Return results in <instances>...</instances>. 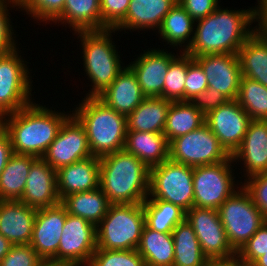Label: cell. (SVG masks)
Wrapping results in <instances>:
<instances>
[{"label": "cell", "mask_w": 267, "mask_h": 266, "mask_svg": "<svg viewBox=\"0 0 267 266\" xmlns=\"http://www.w3.org/2000/svg\"><path fill=\"white\" fill-rule=\"evenodd\" d=\"M259 18L256 6L247 10H228L218 6L205 18L195 21L197 28H194L193 42L186 53L193 58L206 54H237L257 30V25L252 29L250 26Z\"/></svg>", "instance_id": "6da1fadb"}, {"label": "cell", "mask_w": 267, "mask_h": 266, "mask_svg": "<svg viewBox=\"0 0 267 266\" xmlns=\"http://www.w3.org/2000/svg\"><path fill=\"white\" fill-rule=\"evenodd\" d=\"M72 113L57 112L32 102L3 116L0 124L7 131L15 154L42 158Z\"/></svg>", "instance_id": "7a4b0ae2"}, {"label": "cell", "mask_w": 267, "mask_h": 266, "mask_svg": "<svg viewBox=\"0 0 267 266\" xmlns=\"http://www.w3.org/2000/svg\"><path fill=\"white\" fill-rule=\"evenodd\" d=\"M99 160V187L111 204H138L147 199L150 169L136 156L121 150Z\"/></svg>", "instance_id": "3957f363"}, {"label": "cell", "mask_w": 267, "mask_h": 266, "mask_svg": "<svg viewBox=\"0 0 267 266\" xmlns=\"http://www.w3.org/2000/svg\"><path fill=\"white\" fill-rule=\"evenodd\" d=\"M74 110L72 114L86 131L92 156L101 158L124 150L126 116L106 106L97 97H84Z\"/></svg>", "instance_id": "277c9868"}, {"label": "cell", "mask_w": 267, "mask_h": 266, "mask_svg": "<svg viewBox=\"0 0 267 266\" xmlns=\"http://www.w3.org/2000/svg\"><path fill=\"white\" fill-rule=\"evenodd\" d=\"M115 31L103 29L75 32L81 40L83 67L92 83V88L86 95L88 97H97L125 68L121 66L120 55L111 39V33Z\"/></svg>", "instance_id": "5b68a950"}, {"label": "cell", "mask_w": 267, "mask_h": 266, "mask_svg": "<svg viewBox=\"0 0 267 266\" xmlns=\"http://www.w3.org/2000/svg\"><path fill=\"white\" fill-rule=\"evenodd\" d=\"M144 225L142 203L111 204L97 225V249L136 250Z\"/></svg>", "instance_id": "8992f818"}, {"label": "cell", "mask_w": 267, "mask_h": 266, "mask_svg": "<svg viewBox=\"0 0 267 266\" xmlns=\"http://www.w3.org/2000/svg\"><path fill=\"white\" fill-rule=\"evenodd\" d=\"M217 209L227 240L237 253L267 221L242 184Z\"/></svg>", "instance_id": "52a82bcc"}, {"label": "cell", "mask_w": 267, "mask_h": 266, "mask_svg": "<svg viewBox=\"0 0 267 266\" xmlns=\"http://www.w3.org/2000/svg\"><path fill=\"white\" fill-rule=\"evenodd\" d=\"M147 199L163 200L190 210L194 206L193 167L168 158L150 168Z\"/></svg>", "instance_id": "ba28073f"}, {"label": "cell", "mask_w": 267, "mask_h": 266, "mask_svg": "<svg viewBox=\"0 0 267 266\" xmlns=\"http://www.w3.org/2000/svg\"><path fill=\"white\" fill-rule=\"evenodd\" d=\"M18 51L15 48L0 56V119L33 102V81L29 78L28 62L24 61Z\"/></svg>", "instance_id": "9c48e42d"}, {"label": "cell", "mask_w": 267, "mask_h": 266, "mask_svg": "<svg viewBox=\"0 0 267 266\" xmlns=\"http://www.w3.org/2000/svg\"><path fill=\"white\" fill-rule=\"evenodd\" d=\"M230 156L216 164L193 167L194 207L217 210L238 188Z\"/></svg>", "instance_id": "30bf717a"}, {"label": "cell", "mask_w": 267, "mask_h": 266, "mask_svg": "<svg viewBox=\"0 0 267 266\" xmlns=\"http://www.w3.org/2000/svg\"><path fill=\"white\" fill-rule=\"evenodd\" d=\"M229 157L206 124L169 142L168 158L190 167L216 164Z\"/></svg>", "instance_id": "8fae6325"}, {"label": "cell", "mask_w": 267, "mask_h": 266, "mask_svg": "<svg viewBox=\"0 0 267 266\" xmlns=\"http://www.w3.org/2000/svg\"><path fill=\"white\" fill-rule=\"evenodd\" d=\"M58 247V266H87L97 249V226L67 214Z\"/></svg>", "instance_id": "7c38bea8"}, {"label": "cell", "mask_w": 267, "mask_h": 266, "mask_svg": "<svg viewBox=\"0 0 267 266\" xmlns=\"http://www.w3.org/2000/svg\"><path fill=\"white\" fill-rule=\"evenodd\" d=\"M186 222L193 228L204 255L209 260L236 257L230 246L218 210L192 207L186 211Z\"/></svg>", "instance_id": "4fadbf2b"}, {"label": "cell", "mask_w": 267, "mask_h": 266, "mask_svg": "<svg viewBox=\"0 0 267 266\" xmlns=\"http://www.w3.org/2000/svg\"><path fill=\"white\" fill-rule=\"evenodd\" d=\"M91 156L86 131L79 120L71 114L42 158L57 171Z\"/></svg>", "instance_id": "5bb4252c"}, {"label": "cell", "mask_w": 267, "mask_h": 266, "mask_svg": "<svg viewBox=\"0 0 267 266\" xmlns=\"http://www.w3.org/2000/svg\"><path fill=\"white\" fill-rule=\"evenodd\" d=\"M251 121L237 100H229L205 115V124L230 156L240 147Z\"/></svg>", "instance_id": "9a60e30c"}, {"label": "cell", "mask_w": 267, "mask_h": 266, "mask_svg": "<svg viewBox=\"0 0 267 266\" xmlns=\"http://www.w3.org/2000/svg\"><path fill=\"white\" fill-rule=\"evenodd\" d=\"M67 210L60 202L37 210L30 246L43 261L58 265V247L66 221Z\"/></svg>", "instance_id": "2e32d148"}, {"label": "cell", "mask_w": 267, "mask_h": 266, "mask_svg": "<svg viewBox=\"0 0 267 266\" xmlns=\"http://www.w3.org/2000/svg\"><path fill=\"white\" fill-rule=\"evenodd\" d=\"M207 77L208 87L218 90L229 100H236L242 77L237 54H206L194 57Z\"/></svg>", "instance_id": "e0dca14e"}, {"label": "cell", "mask_w": 267, "mask_h": 266, "mask_svg": "<svg viewBox=\"0 0 267 266\" xmlns=\"http://www.w3.org/2000/svg\"><path fill=\"white\" fill-rule=\"evenodd\" d=\"M178 54L164 49L144 51L135 61L127 65L136 75L142 94L145 97H162L163 85L170 62Z\"/></svg>", "instance_id": "ac0fdd59"}, {"label": "cell", "mask_w": 267, "mask_h": 266, "mask_svg": "<svg viewBox=\"0 0 267 266\" xmlns=\"http://www.w3.org/2000/svg\"><path fill=\"white\" fill-rule=\"evenodd\" d=\"M19 201L36 210L61 202L57 189L56 171L43 158H38L31 165L25 190Z\"/></svg>", "instance_id": "d6986e66"}, {"label": "cell", "mask_w": 267, "mask_h": 266, "mask_svg": "<svg viewBox=\"0 0 267 266\" xmlns=\"http://www.w3.org/2000/svg\"><path fill=\"white\" fill-rule=\"evenodd\" d=\"M232 159L233 162H244V177L267 172V121L250 122L240 147L232 154Z\"/></svg>", "instance_id": "ffe728a7"}, {"label": "cell", "mask_w": 267, "mask_h": 266, "mask_svg": "<svg viewBox=\"0 0 267 266\" xmlns=\"http://www.w3.org/2000/svg\"><path fill=\"white\" fill-rule=\"evenodd\" d=\"M36 212L19 200L0 201V234L12 245L30 244Z\"/></svg>", "instance_id": "44dd1931"}, {"label": "cell", "mask_w": 267, "mask_h": 266, "mask_svg": "<svg viewBox=\"0 0 267 266\" xmlns=\"http://www.w3.org/2000/svg\"><path fill=\"white\" fill-rule=\"evenodd\" d=\"M56 179L61 200L72 193L94 190L99 187L100 160L91 156L64 166L56 171Z\"/></svg>", "instance_id": "7402d4cb"}, {"label": "cell", "mask_w": 267, "mask_h": 266, "mask_svg": "<svg viewBox=\"0 0 267 266\" xmlns=\"http://www.w3.org/2000/svg\"><path fill=\"white\" fill-rule=\"evenodd\" d=\"M97 98L124 116L133 112L144 100L136 75L126 66L112 84Z\"/></svg>", "instance_id": "603a6c76"}, {"label": "cell", "mask_w": 267, "mask_h": 266, "mask_svg": "<svg viewBox=\"0 0 267 266\" xmlns=\"http://www.w3.org/2000/svg\"><path fill=\"white\" fill-rule=\"evenodd\" d=\"M176 3L177 0H131L125 19L115 30H157Z\"/></svg>", "instance_id": "cb8c5ba5"}, {"label": "cell", "mask_w": 267, "mask_h": 266, "mask_svg": "<svg viewBox=\"0 0 267 266\" xmlns=\"http://www.w3.org/2000/svg\"><path fill=\"white\" fill-rule=\"evenodd\" d=\"M124 150L150 169L168 159L169 143L163 133L127 130Z\"/></svg>", "instance_id": "d4e9b609"}, {"label": "cell", "mask_w": 267, "mask_h": 266, "mask_svg": "<svg viewBox=\"0 0 267 266\" xmlns=\"http://www.w3.org/2000/svg\"><path fill=\"white\" fill-rule=\"evenodd\" d=\"M171 103L162 97H145L127 116V130L163 133Z\"/></svg>", "instance_id": "484cf974"}, {"label": "cell", "mask_w": 267, "mask_h": 266, "mask_svg": "<svg viewBox=\"0 0 267 266\" xmlns=\"http://www.w3.org/2000/svg\"><path fill=\"white\" fill-rule=\"evenodd\" d=\"M243 77L267 87V40L256 30L237 52Z\"/></svg>", "instance_id": "4316f807"}, {"label": "cell", "mask_w": 267, "mask_h": 266, "mask_svg": "<svg viewBox=\"0 0 267 266\" xmlns=\"http://www.w3.org/2000/svg\"><path fill=\"white\" fill-rule=\"evenodd\" d=\"M61 203L67 213L79 216L96 226L107 214L111 203L100 187L84 192H76L65 196Z\"/></svg>", "instance_id": "83f0119b"}, {"label": "cell", "mask_w": 267, "mask_h": 266, "mask_svg": "<svg viewBox=\"0 0 267 266\" xmlns=\"http://www.w3.org/2000/svg\"><path fill=\"white\" fill-rule=\"evenodd\" d=\"M194 23L193 18L177 2L163 18L158 33L164 42L177 49L179 46L182 52H186L193 42Z\"/></svg>", "instance_id": "f1b7e54d"}, {"label": "cell", "mask_w": 267, "mask_h": 266, "mask_svg": "<svg viewBox=\"0 0 267 266\" xmlns=\"http://www.w3.org/2000/svg\"><path fill=\"white\" fill-rule=\"evenodd\" d=\"M38 158L13 154L0 174V201L20 200L25 190L31 165Z\"/></svg>", "instance_id": "f546056e"}, {"label": "cell", "mask_w": 267, "mask_h": 266, "mask_svg": "<svg viewBox=\"0 0 267 266\" xmlns=\"http://www.w3.org/2000/svg\"><path fill=\"white\" fill-rule=\"evenodd\" d=\"M136 250L144 259L146 266H173L172 233H161L144 225Z\"/></svg>", "instance_id": "4dcf8cb0"}, {"label": "cell", "mask_w": 267, "mask_h": 266, "mask_svg": "<svg viewBox=\"0 0 267 266\" xmlns=\"http://www.w3.org/2000/svg\"><path fill=\"white\" fill-rule=\"evenodd\" d=\"M68 24L74 32L101 30L100 0H65L62 14L53 22Z\"/></svg>", "instance_id": "1f68e13d"}, {"label": "cell", "mask_w": 267, "mask_h": 266, "mask_svg": "<svg viewBox=\"0 0 267 266\" xmlns=\"http://www.w3.org/2000/svg\"><path fill=\"white\" fill-rule=\"evenodd\" d=\"M205 124V115L190 101L172 102L163 131L168 143L173 139L197 130Z\"/></svg>", "instance_id": "d6a6232c"}, {"label": "cell", "mask_w": 267, "mask_h": 266, "mask_svg": "<svg viewBox=\"0 0 267 266\" xmlns=\"http://www.w3.org/2000/svg\"><path fill=\"white\" fill-rule=\"evenodd\" d=\"M174 241L173 266H204L209 260L203 253L193 228L186 220L172 231Z\"/></svg>", "instance_id": "836d02e7"}, {"label": "cell", "mask_w": 267, "mask_h": 266, "mask_svg": "<svg viewBox=\"0 0 267 266\" xmlns=\"http://www.w3.org/2000/svg\"><path fill=\"white\" fill-rule=\"evenodd\" d=\"M145 225L161 233H172L185 221L186 211L180 206L159 199H146L143 203Z\"/></svg>", "instance_id": "e575fe53"}, {"label": "cell", "mask_w": 267, "mask_h": 266, "mask_svg": "<svg viewBox=\"0 0 267 266\" xmlns=\"http://www.w3.org/2000/svg\"><path fill=\"white\" fill-rule=\"evenodd\" d=\"M236 100L251 120L267 121V87L263 84L242 76Z\"/></svg>", "instance_id": "d590c367"}, {"label": "cell", "mask_w": 267, "mask_h": 266, "mask_svg": "<svg viewBox=\"0 0 267 266\" xmlns=\"http://www.w3.org/2000/svg\"><path fill=\"white\" fill-rule=\"evenodd\" d=\"M178 54L169 64L163 85V98L172 102L185 101L188 54L181 50Z\"/></svg>", "instance_id": "8d00e7d4"}, {"label": "cell", "mask_w": 267, "mask_h": 266, "mask_svg": "<svg viewBox=\"0 0 267 266\" xmlns=\"http://www.w3.org/2000/svg\"><path fill=\"white\" fill-rule=\"evenodd\" d=\"M87 266H146L137 250L96 249Z\"/></svg>", "instance_id": "74e56055"}, {"label": "cell", "mask_w": 267, "mask_h": 266, "mask_svg": "<svg viewBox=\"0 0 267 266\" xmlns=\"http://www.w3.org/2000/svg\"><path fill=\"white\" fill-rule=\"evenodd\" d=\"M17 7L40 22H54L63 12L65 0H16Z\"/></svg>", "instance_id": "f35d334b"}, {"label": "cell", "mask_w": 267, "mask_h": 266, "mask_svg": "<svg viewBox=\"0 0 267 266\" xmlns=\"http://www.w3.org/2000/svg\"><path fill=\"white\" fill-rule=\"evenodd\" d=\"M267 252V221L236 253L238 261L243 266H251L258 258Z\"/></svg>", "instance_id": "ab89813d"}, {"label": "cell", "mask_w": 267, "mask_h": 266, "mask_svg": "<svg viewBox=\"0 0 267 266\" xmlns=\"http://www.w3.org/2000/svg\"><path fill=\"white\" fill-rule=\"evenodd\" d=\"M131 0H100L101 30L115 29L124 19Z\"/></svg>", "instance_id": "60d3db41"}, {"label": "cell", "mask_w": 267, "mask_h": 266, "mask_svg": "<svg viewBox=\"0 0 267 266\" xmlns=\"http://www.w3.org/2000/svg\"><path fill=\"white\" fill-rule=\"evenodd\" d=\"M208 88L207 77L201 65L188 54V70L185 82V101H192Z\"/></svg>", "instance_id": "b9f144b4"}, {"label": "cell", "mask_w": 267, "mask_h": 266, "mask_svg": "<svg viewBox=\"0 0 267 266\" xmlns=\"http://www.w3.org/2000/svg\"><path fill=\"white\" fill-rule=\"evenodd\" d=\"M9 6L14 8L16 7L17 9L16 0H0V56L17 48V42L15 41V36H13L15 35L12 28L13 26L11 25V21L9 19L10 15H8L9 10L7 7Z\"/></svg>", "instance_id": "7bdbcfd3"}, {"label": "cell", "mask_w": 267, "mask_h": 266, "mask_svg": "<svg viewBox=\"0 0 267 266\" xmlns=\"http://www.w3.org/2000/svg\"><path fill=\"white\" fill-rule=\"evenodd\" d=\"M242 185L267 220V172L246 178Z\"/></svg>", "instance_id": "ee69618b"}, {"label": "cell", "mask_w": 267, "mask_h": 266, "mask_svg": "<svg viewBox=\"0 0 267 266\" xmlns=\"http://www.w3.org/2000/svg\"><path fill=\"white\" fill-rule=\"evenodd\" d=\"M43 260L29 245H13L8 254L0 261V266H37Z\"/></svg>", "instance_id": "f6af8a7d"}, {"label": "cell", "mask_w": 267, "mask_h": 266, "mask_svg": "<svg viewBox=\"0 0 267 266\" xmlns=\"http://www.w3.org/2000/svg\"><path fill=\"white\" fill-rule=\"evenodd\" d=\"M229 99L216 89L207 88L204 92L197 95L191 103L204 115L209 111L227 103Z\"/></svg>", "instance_id": "bcb514c9"}, {"label": "cell", "mask_w": 267, "mask_h": 266, "mask_svg": "<svg viewBox=\"0 0 267 266\" xmlns=\"http://www.w3.org/2000/svg\"><path fill=\"white\" fill-rule=\"evenodd\" d=\"M194 21L205 18L218 6V0H177Z\"/></svg>", "instance_id": "7dc6e473"}, {"label": "cell", "mask_w": 267, "mask_h": 266, "mask_svg": "<svg viewBox=\"0 0 267 266\" xmlns=\"http://www.w3.org/2000/svg\"><path fill=\"white\" fill-rule=\"evenodd\" d=\"M13 154L11 139L7 131L0 124V174Z\"/></svg>", "instance_id": "c3c4849f"}, {"label": "cell", "mask_w": 267, "mask_h": 266, "mask_svg": "<svg viewBox=\"0 0 267 266\" xmlns=\"http://www.w3.org/2000/svg\"><path fill=\"white\" fill-rule=\"evenodd\" d=\"M204 266H243L237 259L232 257L228 259L208 260Z\"/></svg>", "instance_id": "681fc988"}, {"label": "cell", "mask_w": 267, "mask_h": 266, "mask_svg": "<svg viewBox=\"0 0 267 266\" xmlns=\"http://www.w3.org/2000/svg\"><path fill=\"white\" fill-rule=\"evenodd\" d=\"M12 244L0 234V261L8 254Z\"/></svg>", "instance_id": "f907efd6"}, {"label": "cell", "mask_w": 267, "mask_h": 266, "mask_svg": "<svg viewBox=\"0 0 267 266\" xmlns=\"http://www.w3.org/2000/svg\"><path fill=\"white\" fill-rule=\"evenodd\" d=\"M257 25V31L267 40V22L260 17Z\"/></svg>", "instance_id": "816d5d0a"}, {"label": "cell", "mask_w": 267, "mask_h": 266, "mask_svg": "<svg viewBox=\"0 0 267 266\" xmlns=\"http://www.w3.org/2000/svg\"><path fill=\"white\" fill-rule=\"evenodd\" d=\"M257 2L259 16L261 17L267 11V0H258Z\"/></svg>", "instance_id": "f5cc1de1"}, {"label": "cell", "mask_w": 267, "mask_h": 266, "mask_svg": "<svg viewBox=\"0 0 267 266\" xmlns=\"http://www.w3.org/2000/svg\"><path fill=\"white\" fill-rule=\"evenodd\" d=\"M251 266H267V252L258 258Z\"/></svg>", "instance_id": "db71d44e"}, {"label": "cell", "mask_w": 267, "mask_h": 266, "mask_svg": "<svg viewBox=\"0 0 267 266\" xmlns=\"http://www.w3.org/2000/svg\"><path fill=\"white\" fill-rule=\"evenodd\" d=\"M37 266H58L56 264H53L51 261H42L39 265Z\"/></svg>", "instance_id": "11a10c76"}, {"label": "cell", "mask_w": 267, "mask_h": 266, "mask_svg": "<svg viewBox=\"0 0 267 266\" xmlns=\"http://www.w3.org/2000/svg\"><path fill=\"white\" fill-rule=\"evenodd\" d=\"M261 17L267 22V11Z\"/></svg>", "instance_id": "9f6ffc18"}]
</instances>
